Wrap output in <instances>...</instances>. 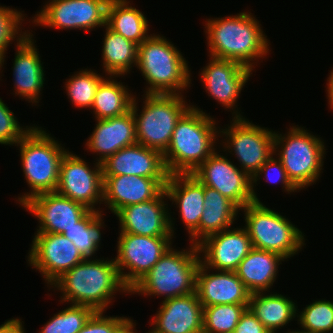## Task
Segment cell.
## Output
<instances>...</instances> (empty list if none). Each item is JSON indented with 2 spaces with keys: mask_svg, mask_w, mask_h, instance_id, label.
Instances as JSON below:
<instances>
[{
  "mask_svg": "<svg viewBox=\"0 0 333 333\" xmlns=\"http://www.w3.org/2000/svg\"><path fill=\"white\" fill-rule=\"evenodd\" d=\"M204 26L208 56L212 58L236 61L254 71L258 59L266 58L270 53V40L249 11L208 18Z\"/></svg>",
  "mask_w": 333,
  "mask_h": 333,
  "instance_id": "obj_1",
  "label": "cell"
},
{
  "mask_svg": "<svg viewBox=\"0 0 333 333\" xmlns=\"http://www.w3.org/2000/svg\"><path fill=\"white\" fill-rule=\"evenodd\" d=\"M60 291V303L88 306L104 312L112 304L115 294H129L116 267L115 259L86 258L65 272L51 286ZM57 288V289H56ZM115 293V294H114Z\"/></svg>",
  "mask_w": 333,
  "mask_h": 333,
  "instance_id": "obj_2",
  "label": "cell"
},
{
  "mask_svg": "<svg viewBox=\"0 0 333 333\" xmlns=\"http://www.w3.org/2000/svg\"><path fill=\"white\" fill-rule=\"evenodd\" d=\"M209 115L192 105L178 120L163 153L169 175L192 174L216 150L219 127Z\"/></svg>",
  "mask_w": 333,
  "mask_h": 333,
  "instance_id": "obj_3",
  "label": "cell"
},
{
  "mask_svg": "<svg viewBox=\"0 0 333 333\" xmlns=\"http://www.w3.org/2000/svg\"><path fill=\"white\" fill-rule=\"evenodd\" d=\"M181 53L159 34H150L138 46L136 67L148 85L144 94L183 95L191 87V70Z\"/></svg>",
  "mask_w": 333,
  "mask_h": 333,
  "instance_id": "obj_4",
  "label": "cell"
},
{
  "mask_svg": "<svg viewBox=\"0 0 333 333\" xmlns=\"http://www.w3.org/2000/svg\"><path fill=\"white\" fill-rule=\"evenodd\" d=\"M55 139L42 127L34 124L15 145L19 147L24 179L30 188L29 192L16 199L21 206L36 195L56 191L60 164L68 150Z\"/></svg>",
  "mask_w": 333,
  "mask_h": 333,
  "instance_id": "obj_5",
  "label": "cell"
},
{
  "mask_svg": "<svg viewBox=\"0 0 333 333\" xmlns=\"http://www.w3.org/2000/svg\"><path fill=\"white\" fill-rule=\"evenodd\" d=\"M177 250L172 246L129 291V295L181 297L195 292L196 271L200 264L198 247Z\"/></svg>",
  "mask_w": 333,
  "mask_h": 333,
  "instance_id": "obj_6",
  "label": "cell"
},
{
  "mask_svg": "<svg viewBox=\"0 0 333 333\" xmlns=\"http://www.w3.org/2000/svg\"><path fill=\"white\" fill-rule=\"evenodd\" d=\"M304 128L292 125L286 134L274 133V155L282 162L288 178L300 191L321 177L327 150L321 137Z\"/></svg>",
  "mask_w": 333,
  "mask_h": 333,
  "instance_id": "obj_7",
  "label": "cell"
},
{
  "mask_svg": "<svg viewBox=\"0 0 333 333\" xmlns=\"http://www.w3.org/2000/svg\"><path fill=\"white\" fill-rule=\"evenodd\" d=\"M143 95L140 113H138L139 100L135 96L131 104L137 143L163 154L170 144L178 120L192 105L187 104L184 95Z\"/></svg>",
  "mask_w": 333,
  "mask_h": 333,
  "instance_id": "obj_8",
  "label": "cell"
},
{
  "mask_svg": "<svg viewBox=\"0 0 333 333\" xmlns=\"http://www.w3.org/2000/svg\"><path fill=\"white\" fill-rule=\"evenodd\" d=\"M240 210L253 248L278 253L288 261L306 245L304 233L295 224L261 201Z\"/></svg>",
  "mask_w": 333,
  "mask_h": 333,
  "instance_id": "obj_9",
  "label": "cell"
},
{
  "mask_svg": "<svg viewBox=\"0 0 333 333\" xmlns=\"http://www.w3.org/2000/svg\"><path fill=\"white\" fill-rule=\"evenodd\" d=\"M231 124L219 127L223 152L234 154L241 170L251 178L260 167L274 155V133L269 128L260 127L245 117L232 118ZM226 138V139H225ZM234 152V153H233Z\"/></svg>",
  "mask_w": 333,
  "mask_h": 333,
  "instance_id": "obj_10",
  "label": "cell"
},
{
  "mask_svg": "<svg viewBox=\"0 0 333 333\" xmlns=\"http://www.w3.org/2000/svg\"><path fill=\"white\" fill-rule=\"evenodd\" d=\"M174 237L119 233L115 263L124 285L130 290L169 249ZM127 270V272H125Z\"/></svg>",
  "mask_w": 333,
  "mask_h": 333,
  "instance_id": "obj_11",
  "label": "cell"
},
{
  "mask_svg": "<svg viewBox=\"0 0 333 333\" xmlns=\"http://www.w3.org/2000/svg\"><path fill=\"white\" fill-rule=\"evenodd\" d=\"M109 0H49L31 18L35 26L89 32L106 25Z\"/></svg>",
  "mask_w": 333,
  "mask_h": 333,
  "instance_id": "obj_12",
  "label": "cell"
},
{
  "mask_svg": "<svg viewBox=\"0 0 333 333\" xmlns=\"http://www.w3.org/2000/svg\"><path fill=\"white\" fill-rule=\"evenodd\" d=\"M94 162V167H89L86 160L68 150L60 164L56 192L82 203L90 210L103 212L100 207H95L103 202L102 163Z\"/></svg>",
  "mask_w": 333,
  "mask_h": 333,
  "instance_id": "obj_13",
  "label": "cell"
},
{
  "mask_svg": "<svg viewBox=\"0 0 333 333\" xmlns=\"http://www.w3.org/2000/svg\"><path fill=\"white\" fill-rule=\"evenodd\" d=\"M28 265L44 278L47 287L85 258L62 234L35 233L28 252Z\"/></svg>",
  "mask_w": 333,
  "mask_h": 333,
  "instance_id": "obj_14",
  "label": "cell"
},
{
  "mask_svg": "<svg viewBox=\"0 0 333 333\" xmlns=\"http://www.w3.org/2000/svg\"><path fill=\"white\" fill-rule=\"evenodd\" d=\"M208 61L199 72L203 88L209 97L230 110L232 118H242L237 102L253 70L232 60L209 57Z\"/></svg>",
  "mask_w": 333,
  "mask_h": 333,
  "instance_id": "obj_15",
  "label": "cell"
},
{
  "mask_svg": "<svg viewBox=\"0 0 333 333\" xmlns=\"http://www.w3.org/2000/svg\"><path fill=\"white\" fill-rule=\"evenodd\" d=\"M215 150L192 174L203 184L219 191L240 209L254 202L252 178Z\"/></svg>",
  "mask_w": 333,
  "mask_h": 333,
  "instance_id": "obj_16",
  "label": "cell"
},
{
  "mask_svg": "<svg viewBox=\"0 0 333 333\" xmlns=\"http://www.w3.org/2000/svg\"><path fill=\"white\" fill-rule=\"evenodd\" d=\"M165 190L155 199L121 208L115 215L119 220V233L140 236L174 237V221L166 203ZM173 219V220H172Z\"/></svg>",
  "mask_w": 333,
  "mask_h": 333,
  "instance_id": "obj_17",
  "label": "cell"
},
{
  "mask_svg": "<svg viewBox=\"0 0 333 333\" xmlns=\"http://www.w3.org/2000/svg\"><path fill=\"white\" fill-rule=\"evenodd\" d=\"M22 207L39 220L36 233L62 234L90 211L82 203L73 201L56 191L36 195Z\"/></svg>",
  "mask_w": 333,
  "mask_h": 333,
  "instance_id": "obj_18",
  "label": "cell"
},
{
  "mask_svg": "<svg viewBox=\"0 0 333 333\" xmlns=\"http://www.w3.org/2000/svg\"><path fill=\"white\" fill-rule=\"evenodd\" d=\"M197 247L200 262L213 271H235L253 248L244 226L209 235L198 243Z\"/></svg>",
  "mask_w": 333,
  "mask_h": 333,
  "instance_id": "obj_19",
  "label": "cell"
},
{
  "mask_svg": "<svg viewBox=\"0 0 333 333\" xmlns=\"http://www.w3.org/2000/svg\"><path fill=\"white\" fill-rule=\"evenodd\" d=\"M103 203L114 215L123 207L157 198L168 178L103 176Z\"/></svg>",
  "mask_w": 333,
  "mask_h": 333,
  "instance_id": "obj_20",
  "label": "cell"
},
{
  "mask_svg": "<svg viewBox=\"0 0 333 333\" xmlns=\"http://www.w3.org/2000/svg\"><path fill=\"white\" fill-rule=\"evenodd\" d=\"M165 192L179 208L180 219L189 233L191 244L199 243V222L204 210V185L193 174H171Z\"/></svg>",
  "mask_w": 333,
  "mask_h": 333,
  "instance_id": "obj_21",
  "label": "cell"
},
{
  "mask_svg": "<svg viewBox=\"0 0 333 333\" xmlns=\"http://www.w3.org/2000/svg\"><path fill=\"white\" fill-rule=\"evenodd\" d=\"M33 36L30 32L15 44L12 80H14L15 96L18 95L19 98L22 97L21 99L36 106L44 88L45 71Z\"/></svg>",
  "mask_w": 333,
  "mask_h": 333,
  "instance_id": "obj_22",
  "label": "cell"
},
{
  "mask_svg": "<svg viewBox=\"0 0 333 333\" xmlns=\"http://www.w3.org/2000/svg\"><path fill=\"white\" fill-rule=\"evenodd\" d=\"M150 322L154 333H203V306L195 292L162 301Z\"/></svg>",
  "mask_w": 333,
  "mask_h": 333,
  "instance_id": "obj_23",
  "label": "cell"
},
{
  "mask_svg": "<svg viewBox=\"0 0 333 333\" xmlns=\"http://www.w3.org/2000/svg\"><path fill=\"white\" fill-rule=\"evenodd\" d=\"M210 271L201 262L196 271L195 291L202 306L249 304L251 293L235 271Z\"/></svg>",
  "mask_w": 333,
  "mask_h": 333,
  "instance_id": "obj_24",
  "label": "cell"
},
{
  "mask_svg": "<svg viewBox=\"0 0 333 333\" xmlns=\"http://www.w3.org/2000/svg\"><path fill=\"white\" fill-rule=\"evenodd\" d=\"M103 176L168 178L163 154L139 143L120 149L102 163Z\"/></svg>",
  "mask_w": 333,
  "mask_h": 333,
  "instance_id": "obj_25",
  "label": "cell"
},
{
  "mask_svg": "<svg viewBox=\"0 0 333 333\" xmlns=\"http://www.w3.org/2000/svg\"><path fill=\"white\" fill-rule=\"evenodd\" d=\"M96 123L85 147L99 156L96 158L99 163H103L120 149L137 143L135 119L131 109L120 116L96 120Z\"/></svg>",
  "mask_w": 333,
  "mask_h": 333,
  "instance_id": "obj_26",
  "label": "cell"
},
{
  "mask_svg": "<svg viewBox=\"0 0 333 333\" xmlns=\"http://www.w3.org/2000/svg\"><path fill=\"white\" fill-rule=\"evenodd\" d=\"M285 260L278 253L252 248L235 273L251 294L270 292L277 279L279 265Z\"/></svg>",
  "mask_w": 333,
  "mask_h": 333,
  "instance_id": "obj_27",
  "label": "cell"
},
{
  "mask_svg": "<svg viewBox=\"0 0 333 333\" xmlns=\"http://www.w3.org/2000/svg\"><path fill=\"white\" fill-rule=\"evenodd\" d=\"M257 292L250 294L248 308L256 318L270 331L277 333L297 317L298 306L277 292Z\"/></svg>",
  "mask_w": 333,
  "mask_h": 333,
  "instance_id": "obj_28",
  "label": "cell"
},
{
  "mask_svg": "<svg viewBox=\"0 0 333 333\" xmlns=\"http://www.w3.org/2000/svg\"><path fill=\"white\" fill-rule=\"evenodd\" d=\"M204 210L199 222V243L209 235L231 228L240 208L219 191L204 185Z\"/></svg>",
  "mask_w": 333,
  "mask_h": 333,
  "instance_id": "obj_29",
  "label": "cell"
},
{
  "mask_svg": "<svg viewBox=\"0 0 333 333\" xmlns=\"http://www.w3.org/2000/svg\"><path fill=\"white\" fill-rule=\"evenodd\" d=\"M128 0H109L106 25L114 32L138 46L150 35L149 22L139 9ZM130 4V5H129Z\"/></svg>",
  "mask_w": 333,
  "mask_h": 333,
  "instance_id": "obj_30",
  "label": "cell"
},
{
  "mask_svg": "<svg viewBox=\"0 0 333 333\" xmlns=\"http://www.w3.org/2000/svg\"><path fill=\"white\" fill-rule=\"evenodd\" d=\"M105 34L102 46V69L105 75L124 76L131 67H136L138 45L104 26Z\"/></svg>",
  "mask_w": 333,
  "mask_h": 333,
  "instance_id": "obj_31",
  "label": "cell"
},
{
  "mask_svg": "<svg viewBox=\"0 0 333 333\" xmlns=\"http://www.w3.org/2000/svg\"><path fill=\"white\" fill-rule=\"evenodd\" d=\"M116 77L120 78V76L108 75L97 87L91 107L95 120L120 116L131 109L135 95L131 94L132 91L127 88V85L115 80Z\"/></svg>",
  "mask_w": 333,
  "mask_h": 333,
  "instance_id": "obj_32",
  "label": "cell"
},
{
  "mask_svg": "<svg viewBox=\"0 0 333 333\" xmlns=\"http://www.w3.org/2000/svg\"><path fill=\"white\" fill-rule=\"evenodd\" d=\"M103 212L90 210L74 226L65 230L62 235L73 242L82 256L92 258L101 245V229L104 226Z\"/></svg>",
  "mask_w": 333,
  "mask_h": 333,
  "instance_id": "obj_33",
  "label": "cell"
},
{
  "mask_svg": "<svg viewBox=\"0 0 333 333\" xmlns=\"http://www.w3.org/2000/svg\"><path fill=\"white\" fill-rule=\"evenodd\" d=\"M106 76L87 68L74 72L64 83L70 103L79 109H91L97 87Z\"/></svg>",
  "mask_w": 333,
  "mask_h": 333,
  "instance_id": "obj_34",
  "label": "cell"
},
{
  "mask_svg": "<svg viewBox=\"0 0 333 333\" xmlns=\"http://www.w3.org/2000/svg\"><path fill=\"white\" fill-rule=\"evenodd\" d=\"M249 304H221L203 306V333L234 331Z\"/></svg>",
  "mask_w": 333,
  "mask_h": 333,
  "instance_id": "obj_35",
  "label": "cell"
},
{
  "mask_svg": "<svg viewBox=\"0 0 333 333\" xmlns=\"http://www.w3.org/2000/svg\"><path fill=\"white\" fill-rule=\"evenodd\" d=\"M297 318V324L305 332L333 333V301L313 300L297 313Z\"/></svg>",
  "mask_w": 333,
  "mask_h": 333,
  "instance_id": "obj_36",
  "label": "cell"
},
{
  "mask_svg": "<svg viewBox=\"0 0 333 333\" xmlns=\"http://www.w3.org/2000/svg\"><path fill=\"white\" fill-rule=\"evenodd\" d=\"M94 313L88 306L70 304L54 314L39 333H78Z\"/></svg>",
  "mask_w": 333,
  "mask_h": 333,
  "instance_id": "obj_37",
  "label": "cell"
},
{
  "mask_svg": "<svg viewBox=\"0 0 333 333\" xmlns=\"http://www.w3.org/2000/svg\"><path fill=\"white\" fill-rule=\"evenodd\" d=\"M25 15L18 11L16 8L9 6H0V72L5 64L6 51L8 46L15 42H20L30 30L22 31L23 21ZM22 24V25H21ZM12 42V43H11ZM0 73V74H1ZM1 78V76H0Z\"/></svg>",
  "mask_w": 333,
  "mask_h": 333,
  "instance_id": "obj_38",
  "label": "cell"
},
{
  "mask_svg": "<svg viewBox=\"0 0 333 333\" xmlns=\"http://www.w3.org/2000/svg\"><path fill=\"white\" fill-rule=\"evenodd\" d=\"M274 157L275 155L266 161L252 177V194L254 202H260V199L257 197L258 195L255 192V187L257 181L262 179V175L265 177L264 180L266 179L268 182H274L275 184L280 182L282 184L283 191L288 192L289 194L300 191L288 178L282 162L277 157Z\"/></svg>",
  "mask_w": 333,
  "mask_h": 333,
  "instance_id": "obj_39",
  "label": "cell"
},
{
  "mask_svg": "<svg viewBox=\"0 0 333 333\" xmlns=\"http://www.w3.org/2000/svg\"><path fill=\"white\" fill-rule=\"evenodd\" d=\"M20 125L14 112L0 98V144L15 146L34 127Z\"/></svg>",
  "mask_w": 333,
  "mask_h": 333,
  "instance_id": "obj_40",
  "label": "cell"
},
{
  "mask_svg": "<svg viewBox=\"0 0 333 333\" xmlns=\"http://www.w3.org/2000/svg\"><path fill=\"white\" fill-rule=\"evenodd\" d=\"M95 312L78 333H118L130 320L129 317L108 316Z\"/></svg>",
  "mask_w": 333,
  "mask_h": 333,
  "instance_id": "obj_41",
  "label": "cell"
},
{
  "mask_svg": "<svg viewBox=\"0 0 333 333\" xmlns=\"http://www.w3.org/2000/svg\"><path fill=\"white\" fill-rule=\"evenodd\" d=\"M234 331L236 333H270L249 308L242 314Z\"/></svg>",
  "mask_w": 333,
  "mask_h": 333,
  "instance_id": "obj_42",
  "label": "cell"
},
{
  "mask_svg": "<svg viewBox=\"0 0 333 333\" xmlns=\"http://www.w3.org/2000/svg\"><path fill=\"white\" fill-rule=\"evenodd\" d=\"M24 328L23 321L13 317L0 325V333H26Z\"/></svg>",
  "mask_w": 333,
  "mask_h": 333,
  "instance_id": "obj_43",
  "label": "cell"
},
{
  "mask_svg": "<svg viewBox=\"0 0 333 333\" xmlns=\"http://www.w3.org/2000/svg\"><path fill=\"white\" fill-rule=\"evenodd\" d=\"M329 77L327 79V88H326V96L328 99V104L330 106V108L333 110V68L332 71L329 73Z\"/></svg>",
  "mask_w": 333,
  "mask_h": 333,
  "instance_id": "obj_44",
  "label": "cell"
},
{
  "mask_svg": "<svg viewBox=\"0 0 333 333\" xmlns=\"http://www.w3.org/2000/svg\"><path fill=\"white\" fill-rule=\"evenodd\" d=\"M118 333H134V320L131 319Z\"/></svg>",
  "mask_w": 333,
  "mask_h": 333,
  "instance_id": "obj_45",
  "label": "cell"
},
{
  "mask_svg": "<svg viewBox=\"0 0 333 333\" xmlns=\"http://www.w3.org/2000/svg\"><path fill=\"white\" fill-rule=\"evenodd\" d=\"M286 333H309V332H305V331H303V330H292V331H289L288 330V332L286 331Z\"/></svg>",
  "mask_w": 333,
  "mask_h": 333,
  "instance_id": "obj_46",
  "label": "cell"
},
{
  "mask_svg": "<svg viewBox=\"0 0 333 333\" xmlns=\"http://www.w3.org/2000/svg\"><path fill=\"white\" fill-rule=\"evenodd\" d=\"M136 324H137V323L134 322V333H138V332H136V331H137V330H136V327H135ZM147 333H154V332H153L152 330H149Z\"/></svg>",
  "mask_w": 333,
  "mask_h": 333,
  "instance_id": "obj_47",
  "label": "cell"
}]
</instances>
